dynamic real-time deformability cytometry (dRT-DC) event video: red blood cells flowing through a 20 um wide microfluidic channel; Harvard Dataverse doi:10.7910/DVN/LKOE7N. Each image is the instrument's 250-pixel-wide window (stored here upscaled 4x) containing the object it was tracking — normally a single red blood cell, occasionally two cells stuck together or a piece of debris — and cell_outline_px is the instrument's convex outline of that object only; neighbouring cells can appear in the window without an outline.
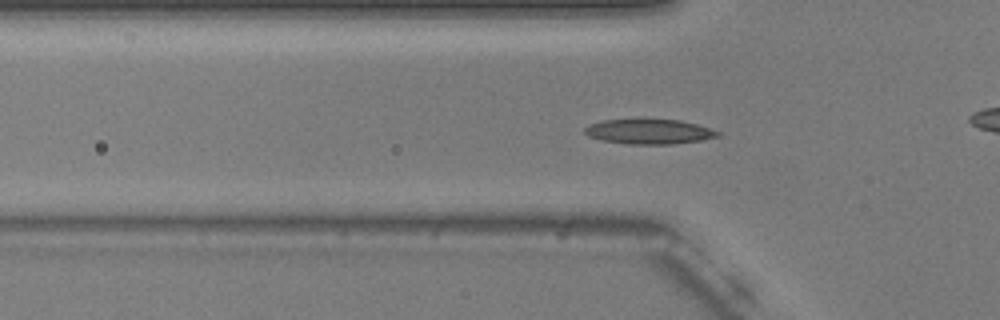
{"species": "common noctule bat (a hibernating species)", "species_latin": "Nyctalus noctula", "temperature_condition": "warm", "stored_images_in_passage": 44, "camera_frame_rate_fps": 3000, "um_per_image_px": 0.085, "animal": {"sex": "male", "body_mass_g": 20.5, "forearm_length_mm": 52.5}, "frame": {"image": 1, "passage_image": 18, "time_ms": 5.667, "image_size_px": [1000, 320], "cell_outline_px": [[720, 136], [700, 140], [672, 144], [628, 144], [600, 140], [588, 136], [584, 132], [584, 128], [588, 124], [600, 120], [680, 120], [696, 124], [720, 132]], "centroid_in_image_um": [55.12, 11.19], "position_along_channel_um": 70.7, "area_um2": 19.13}}
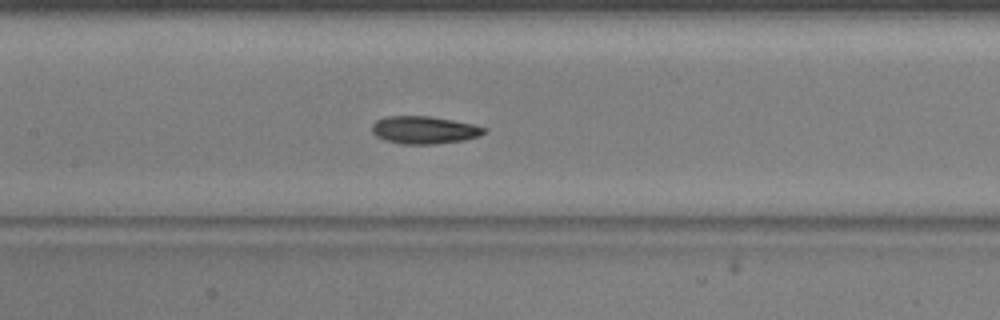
{"frame": {"image": 2, "passage_image": 26, "time_ms": 8.333, "image_size_px": [1000, 320], "cell_outline_px": [[488, 132], [480, 136], [464, 140], [436, 144], [400, 144], [384, 140], [376, 136], [372, 132], [372, 124], [376, 120], [384, 116], [428, 116], [452, 120], [472, 124], [488, 128]], "centroid_in_image_um": [36.06, 11.05], "position_along_channel_um": 171.3, "area_um2": 18.26}}
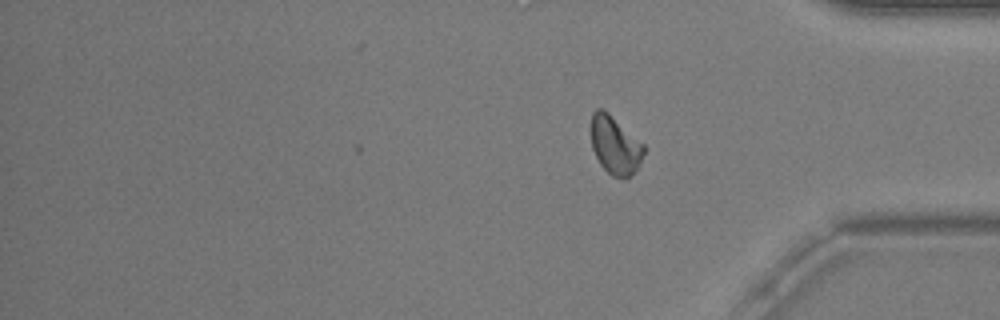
{"frame": {"image": 3, "passage_image": 44, "time_ms": 14.333, "image_size_px": [1000, 320], "cell_outline_px": [[644, 152], [640, 164], [628, 176], [612, 176], [600, 164], [592, 148], [592, 112], [596, 108], [600, 108], [608, 112], [644, 144]], "centroid_in_image_um": [52.28, 12.3], "position_along_channel_um": 382.9, "area_um2": 17.46}, "authors_computed_cell_mechanics": {"area_um2": 17.8313, "velocity_mm_per_s": 3.7228, "shape_relaxation_time_tau1_ms": 3.2796, "shape_relaxation_time_tau2_ms": 3.0412, "deformation_change_tau1": 0.1325, "deformation_change_tau2": 0.0837}}